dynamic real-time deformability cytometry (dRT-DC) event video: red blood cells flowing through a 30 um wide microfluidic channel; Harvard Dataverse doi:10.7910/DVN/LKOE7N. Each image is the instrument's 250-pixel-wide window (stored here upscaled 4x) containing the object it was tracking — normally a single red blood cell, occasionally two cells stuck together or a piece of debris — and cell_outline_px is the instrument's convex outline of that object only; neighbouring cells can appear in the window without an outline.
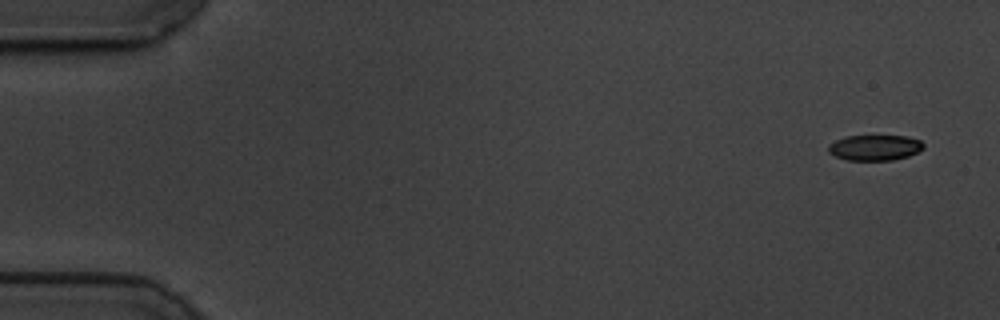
{"species": "common noctule bat (a hibernating species)", "species_latin": "Nyctalus noctula", "temperature_condition": "cold", "stored_images_in_passage": 56, "camera_frame_rate_fps": 3000, "um_per_image_px": 0.085, "animal": {"sex": "male", "body_mass_g": 19.5, "forearm_length_mm": 54.6}, "frame": {"image": 1, "passage_image": 1, "time_ms": 0.0, "image_size_px": [1000, 320], "cell_outline_px": [[924, 148], [908, 156], [892, 160], [848, 160], [836, 156], [828, 152], [828, 144], [844, 136], [908, 136], [920, 140], [924, 144]], "centroid_in_image_um": [74.35, 12.54], "position_along_channel_um": 10.6, "area_um2": 14.16}}
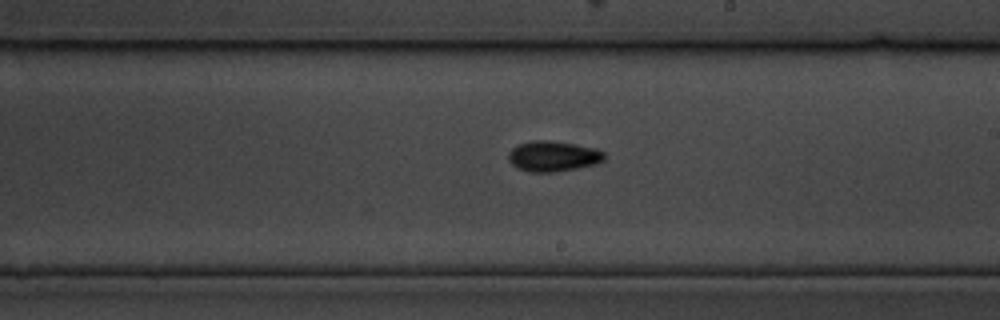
{"frame": {"image": 2, "passage_image": 32, "time_ms": 10.333, "image_size_px": [1000, 320], "cell_outline_px": [[604, 160], [596, 164], [556, 172], [528, 172], [516, 168], [508, 160], [508, 152], [516, 144], [532, 140], [552, 140], [596, 148], [604, 152]], "centroid_in_image_um": [46.97, 13.27], "position_along_channel_um": 242.0, "area_um2": 17.28}}
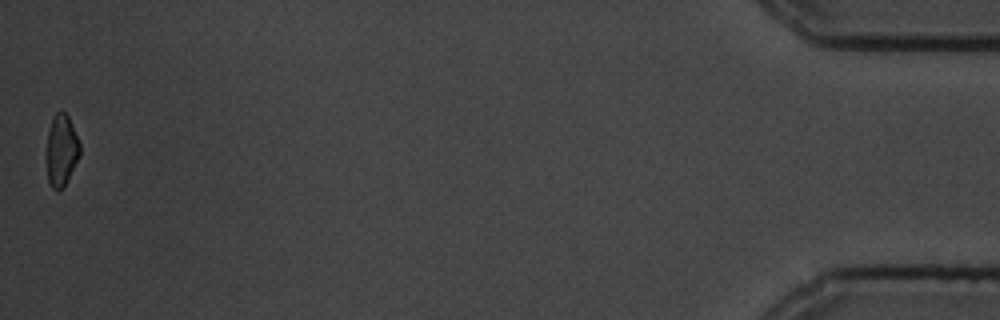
{"frame": {"image": 3, "passage_image": 56, "time_ms": 18.333, "image_size_px": [1000, 320], "cell_outline_px": [[80, 156], [64, 188], [52, 188], [48, 180], [48, 132], [52, 116], [56, 112], [64, 112], [68, 116], [80, 144]], "centroid_in_image_um": [5.25, 12.77], "position_along_channel_um": 430.0, "area_um2": 13.58}, "authors_computed_cell_mechanics": {"area_um2": 15.7505, "velocity_mm_per_s": 3.5, "shape_relaxation_time_tau1_ms": 3.0097, "shape_relaxation_time_tau2_ms": null, "deformation_change_tau1": 0.1108, "deformation_change_tau2": null}}